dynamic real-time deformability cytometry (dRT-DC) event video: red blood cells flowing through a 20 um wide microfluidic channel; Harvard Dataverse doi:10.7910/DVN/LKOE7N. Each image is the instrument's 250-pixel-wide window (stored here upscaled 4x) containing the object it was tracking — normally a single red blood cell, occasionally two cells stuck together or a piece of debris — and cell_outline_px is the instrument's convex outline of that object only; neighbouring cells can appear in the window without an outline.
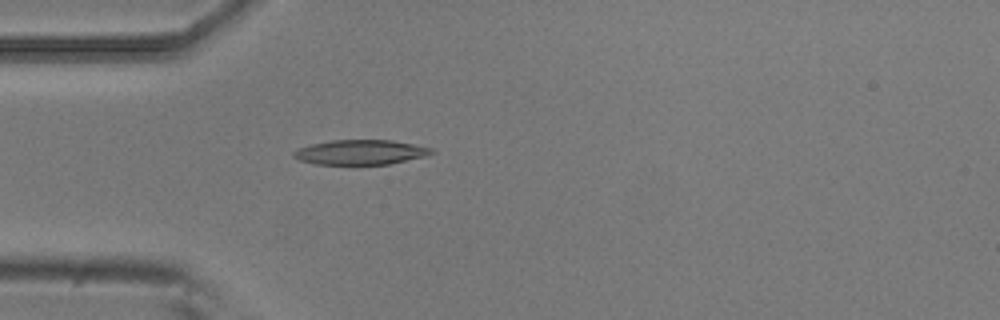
{"species": "common noctule bat (a hibernating species)", "species_latin": "Nyctalus noctula", "temperature_condition": "room temperature", "stored_images_in_passage": 4, "camera_frame_rate_fps": 3000, "um_per_image_px": 0.085, "animal": {"sex": "male", "body_mass_g": 20.5, "forearm_length_mm": 52.5}, "frame": {"image": 1, "passage_image": 4, "time_ms": 1.0, "image_size_px": [1000, 320], "cell_outline_px": [[436, 152], [428, 156], [388, 164], [356, 168], [316, 164], [300, 160], [292, 156], [292, 152], [300, 148], [312, 144], [332, 140], [392, 140], [432, 148]], "centroid_in_image_um": [30.65, 12.99], "position_along_channel_um": 54.4, "area_um2": 20.87}}